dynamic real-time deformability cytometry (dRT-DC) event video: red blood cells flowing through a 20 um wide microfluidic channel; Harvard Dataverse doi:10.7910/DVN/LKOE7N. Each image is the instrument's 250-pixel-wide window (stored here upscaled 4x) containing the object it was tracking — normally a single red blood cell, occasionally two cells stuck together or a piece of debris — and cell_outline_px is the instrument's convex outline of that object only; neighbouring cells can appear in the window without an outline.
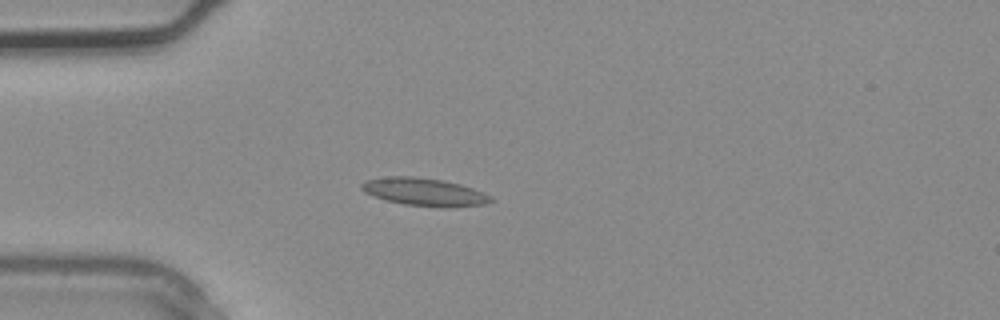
{"species": "common noctule bat (a hibernating species)", "species_latin": "Nyctalus noctula", "temperature_condition": "warm", "stored_images_in_passage": 3, "camera_frame_rate_fps": 3000, "um_per_image_px": 0.085, "animal": {"sex": "male", "body_mass_g": 20.4}, "frame": {"image": 1, "passage_image": 3, "time_ms": 0.667, "image_size_px": [1000, 320], "cell_outline_px": [[492, 200], [484, 204], [452, 208], [444, 208], [404, 204], [384, 200], [364, 192], [360, 188], [360, 184], [368, 180], [388, 176], [412, 176], [444, 180], [460, 184], [472, 188], [492, 196]], "centroid_in_image_um": [36.06, 16.32], "position_along_channel_um": 48.9, "area_um2": 21.04}}